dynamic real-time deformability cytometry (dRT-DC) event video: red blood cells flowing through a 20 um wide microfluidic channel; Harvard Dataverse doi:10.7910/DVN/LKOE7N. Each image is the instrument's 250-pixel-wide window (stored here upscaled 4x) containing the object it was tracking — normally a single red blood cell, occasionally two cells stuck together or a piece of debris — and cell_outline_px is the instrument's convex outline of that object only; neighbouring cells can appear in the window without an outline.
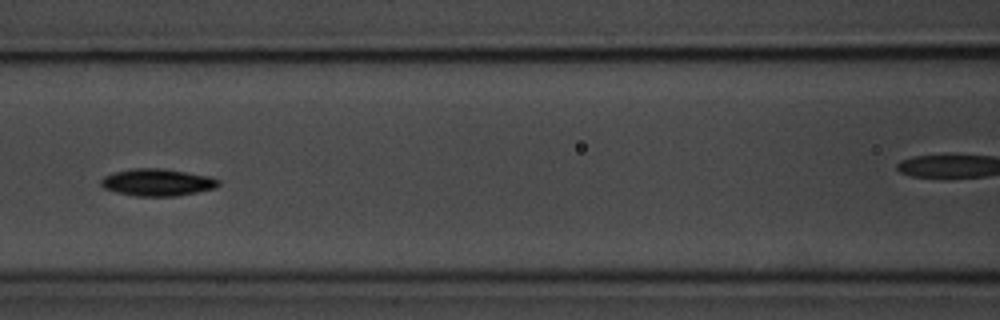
{"species": "common noctule bat (a hibernating species)", "species_latin": "Nyctalus noctula", "temperature_condition": "room temperature", "stored_images_in_passage": 7, "camera_frame_rate_fps": 3000, "um_per_image_px": 0.085, "animal": {"sex": "male", "body_mass_g": 20.1, "forearm_length_mm": 53.5}, "frame": {"image": 1, "passage_image": 6, "time_ms": 5.667, "image_size_px": [1000, 320], "cell_outline_px": [[220, 184], [216, 188], [176, 196], [136, 196], [116, 192], [104, 188], [100, 184], [100, 180], [104, 176], [112, 172], [132, 168], [164, 168], [208, 176], [220, 180]], "centroid_in_image_um": [13.35, 15.49], "position_along_channel_um": 153.2, "area_um2": 18.67}}